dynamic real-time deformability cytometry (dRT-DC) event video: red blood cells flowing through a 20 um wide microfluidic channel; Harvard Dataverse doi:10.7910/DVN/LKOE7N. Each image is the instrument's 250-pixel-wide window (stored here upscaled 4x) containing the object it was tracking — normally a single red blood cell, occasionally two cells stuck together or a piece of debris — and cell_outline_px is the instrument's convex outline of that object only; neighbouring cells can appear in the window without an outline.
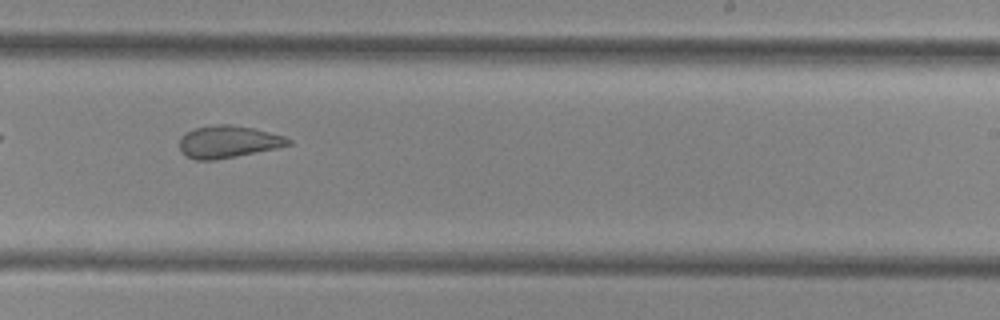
{"species": "common noctule bat (a hibernating species)", "species_latin": "Nyctalus noctula", "temperature_condition": "cold", "stored_images_in_passage": 29, "camera_frame_rate_fps": 3000, "um_per_image_px": 0.085, "animal": {"sex": "female", "body_mass_g": 29.2, "forearm_length_mm": 56.3}, "frame": {"image": 1, "passage_image": 16, "time_ms": 5.0, "image_size_px": [1000, 320], "cell_outline_px": [[292, 144], [276, 148], [216, 160], [196, 160], [188, 156], [180, 148], [180, 136], [184, 132], [192, 128], [216, 124], [232, 124], [252, 128], [284, 136], [292, 140]], "centroid_in_image_um": [19.37, 12.03], "position_along_channel_um": 269.6, "area_um2": 20.4}}